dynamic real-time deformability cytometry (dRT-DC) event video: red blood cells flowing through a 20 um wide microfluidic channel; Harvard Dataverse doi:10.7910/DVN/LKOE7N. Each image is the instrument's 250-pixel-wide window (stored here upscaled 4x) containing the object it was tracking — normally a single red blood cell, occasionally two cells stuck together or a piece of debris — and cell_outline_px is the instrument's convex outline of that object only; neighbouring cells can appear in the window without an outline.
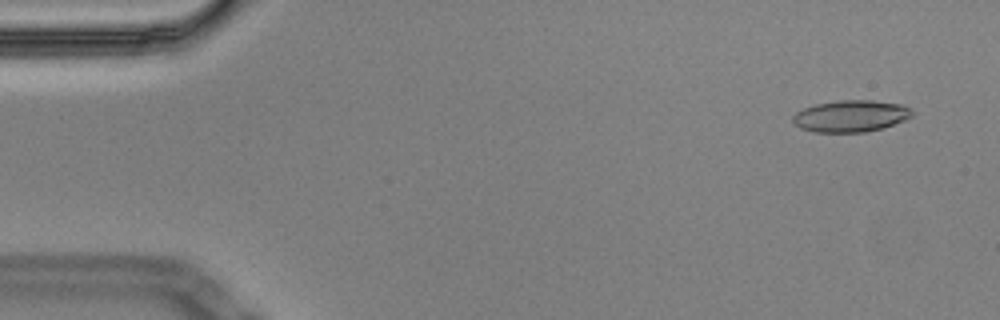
{"species": "Egyptian fruit bat (a non-hibernating species)", "species_latin": "Rousettus aegyptiacus", "temperature_condition": "cold", "stored_images_in_passage": 4, "camera_frame_rate_fps": 3000, "um_per_image_px": 0.085, "animal": {"sex": "male"}, "frame": {"image": 1, "passage_image": 1, "time_ms": 0.0, "image_size_px": [1000, 320], "cell_outline_px": [[912, 116], [904, 120], [884, 128], [864, 132], [816, 132], [800, 128], [792, 124], [792, 116], [796, 112], [804, 108], [816, 104], [840, 100], [872, 100], [904, 104], [912, 108]], "centroid_in_image_um": [72.32, 9.86], "position_along_channel_um": 12.7, "area_um2": 22.25}}